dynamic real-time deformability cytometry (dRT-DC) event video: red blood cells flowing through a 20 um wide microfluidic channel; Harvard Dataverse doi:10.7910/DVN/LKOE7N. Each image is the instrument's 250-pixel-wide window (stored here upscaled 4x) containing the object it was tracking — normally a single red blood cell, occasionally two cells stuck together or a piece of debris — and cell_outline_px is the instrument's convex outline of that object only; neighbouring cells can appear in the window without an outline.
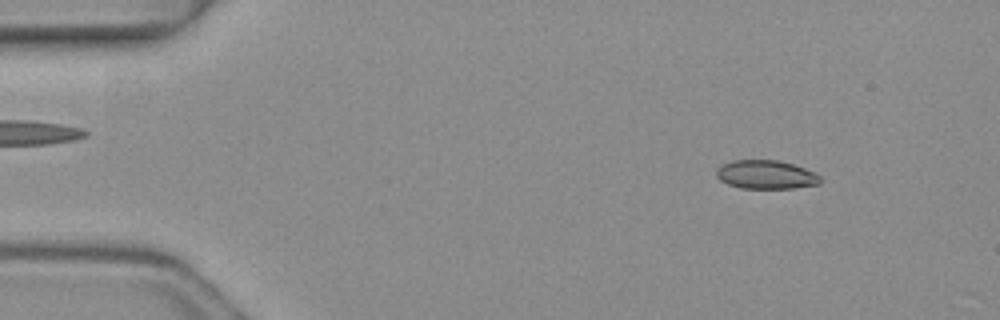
{"species": "common noctule bat (a hibernating species)", "species_latin": "Nyctalus noctula", "temperature_condition": "warm", "stored_images_in_passage": 4, "camera_frame_rate_fps": 3000, "um_per_image_px": 0.085, "animal": {"sex": "female", "body_mass_g": 19.3, "forearm_length_mm": 54.1}, "frame": {"image": 1, "passage_image": 1, "time_ms": 0.0, "image_size_px": [1000, 320], "cell_outline_px": [[824, 180], [820, 184], [792, 188], [740, 188], [728, 184], [720, 180], [716, 176], [716, 168], [720, 164], [732, 160], [780, 160], [816, 172]], "centroid_in_image_um": [65.11, 14.84], "position_along_channel_um": 19.9, "area_um2": 17.63}}
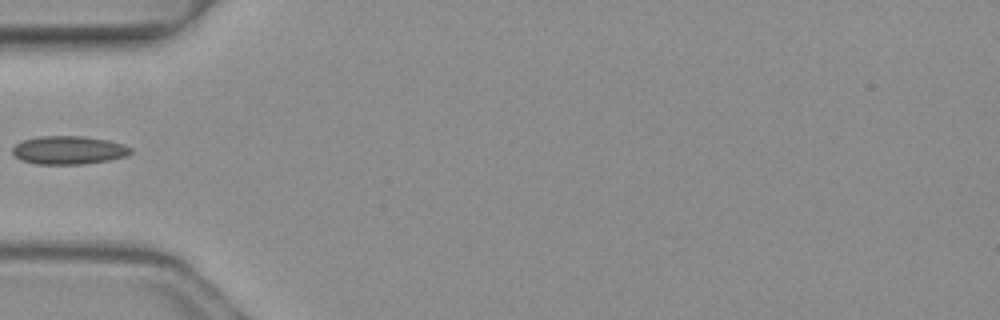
{"frame": {"image": 2, "passage_image": 4, "time_ms": 1.0, "image_size_px": [1000, 320], "cell_outline_px": [[132, 152], [128, 156], [108, 160], [84, 164], [36, 164], [20, 160], [12, 156], [12, 148], [16, 144], [24, 140], [40, 136], [84, 136], [108, 140], [124, 144], [132, 148]], "centroid_in_image_um": [5.84, 12.76], "position_along_channel_um": 79.2, "area_um2": 19.71}}